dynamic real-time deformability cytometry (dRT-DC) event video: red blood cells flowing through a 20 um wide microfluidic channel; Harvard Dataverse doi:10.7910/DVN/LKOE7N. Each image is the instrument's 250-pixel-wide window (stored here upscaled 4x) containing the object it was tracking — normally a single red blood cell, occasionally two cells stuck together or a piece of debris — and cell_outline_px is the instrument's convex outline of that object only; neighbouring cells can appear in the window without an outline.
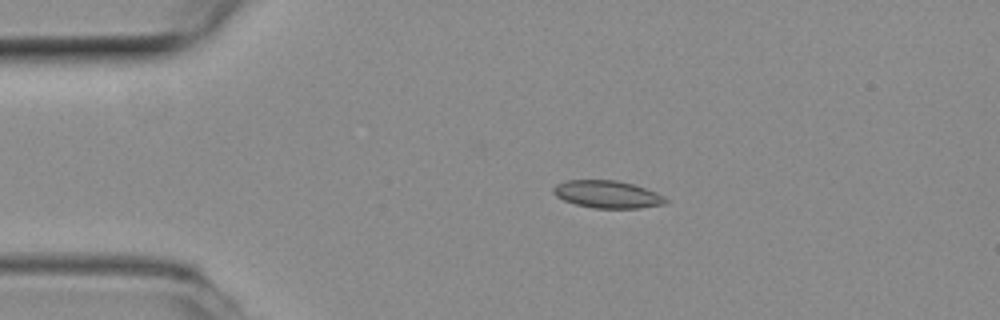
{"species": "common noctule bat (a hibernating species)", "species_latin": "Nyctalus noctula", "temperature_condition": "room temperature", "stored_images_in_passage": 42, "camera_frame_rate_fps": 3000, "um_per_image_px": 0.085, "animal": {"sex": "female", "body_mass_g": 19.3, "forearm_length_mm": 54.1}, "frame": {"image": 1, "passage_image": 1, "time_ms": 0.0, "image_size_px": [1000, 320], "cell_outline_px": [[668, 200], [664, 204], [640, 208], [592, 208], [576, 204], [564, 200], [556, 196], [552, 192], [552, 188], [556, 184], [564, 180], [616, 180], [632, 184], [656, 192], [664, 196]], "centroid_in_image_um": [51.59, 16.51], "position_along_channel_um": 33.4, "area_um2": 17.98}}
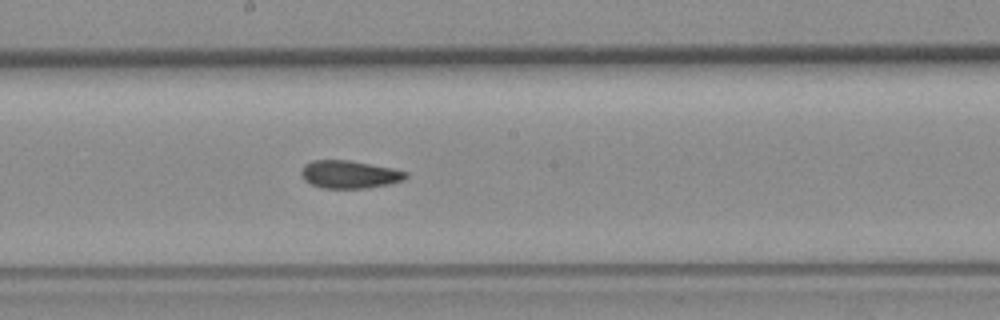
{"frame": {"image": 2, "passage_image": 18, "time_ms": 5.667, "image_size_px": [1000, 320], "cell_outline_px": [[408, 176], [404, 180], [388, 184], [364, 188], [324, 188], [312, 184], [304, 180], [300, 172], [304, 164], [312, 160], [348, 160], [392, 168], [408, 172]], "centroid_in_image_um": [29.69, 14.82], "position_along_channel_um": 218.5, "area_um2": 16.88}}
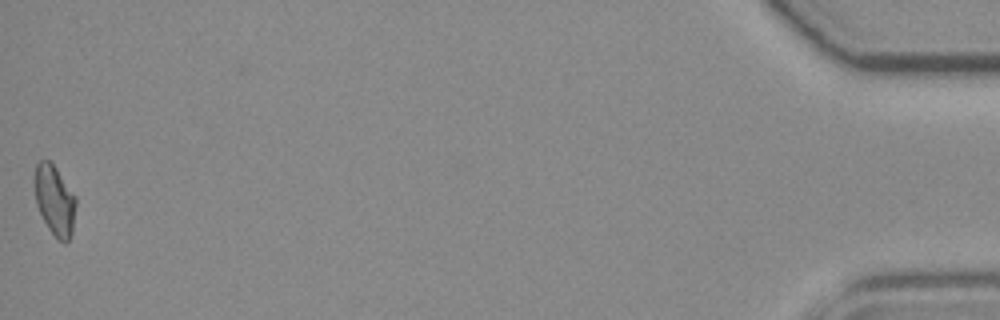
{"frame": {"image": 3, "passage_image": 42, "time_ms": 13.667, "image_size_px": [1000, 320], "cell_outline_px": [[76, 204], [72, 232], [68, 240], [64, 244], [48, 228], [36, 204], [32, 180], [32, 176], [36, 164], [40, 160], [48, 160], [56, 168], [76, 196]], "centroid_in_image_um": [4.61, 16.97], "position_along_channel_um": 430.6, "area_um2": 17.05}, "authors_computed_cell_mechanics": {"area_um2": 17.051, "velocity_mm_per_s": 3.9687, "shape_relaxation_time_tau1_ms": null, "shape_relaxation_time_tau2_ms": 2.1825, "deformation_change_tau1": null, "deformation_change_tau2": 0.0838}}